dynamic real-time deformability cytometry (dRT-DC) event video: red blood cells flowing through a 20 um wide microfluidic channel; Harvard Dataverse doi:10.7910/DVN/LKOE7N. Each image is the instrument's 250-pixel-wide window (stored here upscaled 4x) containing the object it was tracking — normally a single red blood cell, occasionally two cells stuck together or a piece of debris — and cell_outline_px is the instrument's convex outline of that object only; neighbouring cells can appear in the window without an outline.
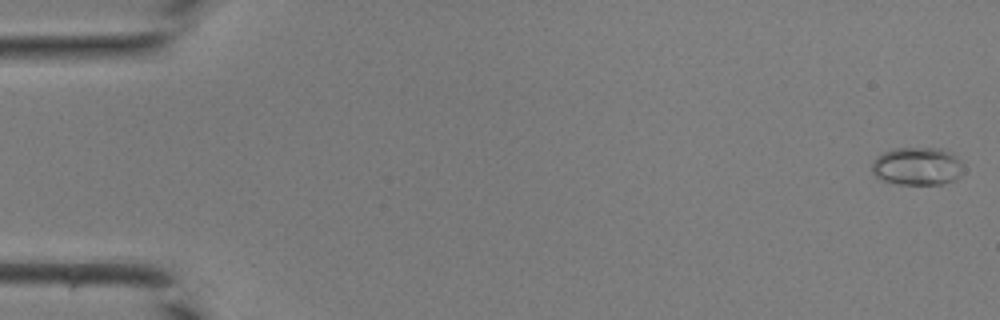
{"species": "common noctule bat (a hibernating species)", "species_latin": "Nyctalus noctula", "temperature_condition": "room temperature", "stored_images_in_passage": 43, "camera_frame_rate_fps": 3000, "um_per_image_px": 0.085, "animal": {"sex": "male", "body_mass_g": 19.0, "forearm_length_mm": 50.8}, "frame": {"image": 1, "passage_image": 1, "time_ms": 0.0, "image_size_px": [1000, 320], "cell_outline_px": [[960, 176], [952, 180], [940, 184], [900, 184], [884, 180], [876, 176], [872, 172], [872, 160], [876, 156], [884, 152], [896, 148], [940, 148], [952, 152], [956, 156], [960, 164]], "centroid_in_image_um": [77.92, 14.11], "position_along_channel_um": 7.1, "area_um2": 20.0}}
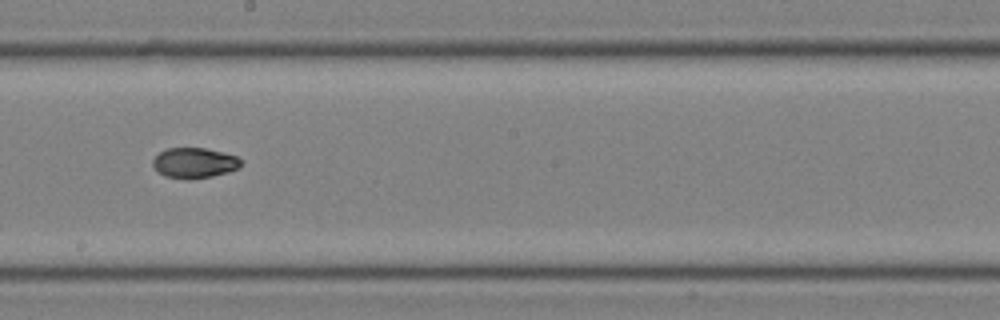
{"frame": {"image": 2, "passage_image": 25, "time_ms": 8.0, "image_size_px": [1000, 320], "cell_outline_px": [[244, 164], [240, 168], [228, 172], [212, 176], [164, 176], [152, 164], [152, 160], [160, 152], [168, 148], [204, 148], [224, 152], [236, 156], [244, 160]], "centroid_in_image_um": [16.61, 13.79], "position_along_channel_um": 231.6, "area_um2": 15.09}}
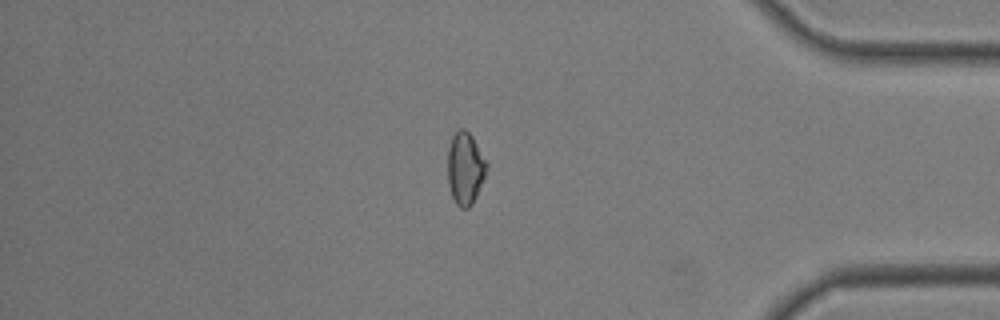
{"frame": {"image": 3, "passage_image": 37, "time_ms": 12.0, "image_size_px": [1000, 320], "cell_outline_px": [[488, 164], [484, 176], [476, 196], [472, 204], [468, 208], [460, 208], [456, 204], [452, 196], [448, 184], [448, 148], [452, 136], [460, 128], [464, 128], [472, 136]], "centroid_in_image_um": [39.52, 14.3], "position_along_channel_um": 395.7, "area_um2": 16.24}}